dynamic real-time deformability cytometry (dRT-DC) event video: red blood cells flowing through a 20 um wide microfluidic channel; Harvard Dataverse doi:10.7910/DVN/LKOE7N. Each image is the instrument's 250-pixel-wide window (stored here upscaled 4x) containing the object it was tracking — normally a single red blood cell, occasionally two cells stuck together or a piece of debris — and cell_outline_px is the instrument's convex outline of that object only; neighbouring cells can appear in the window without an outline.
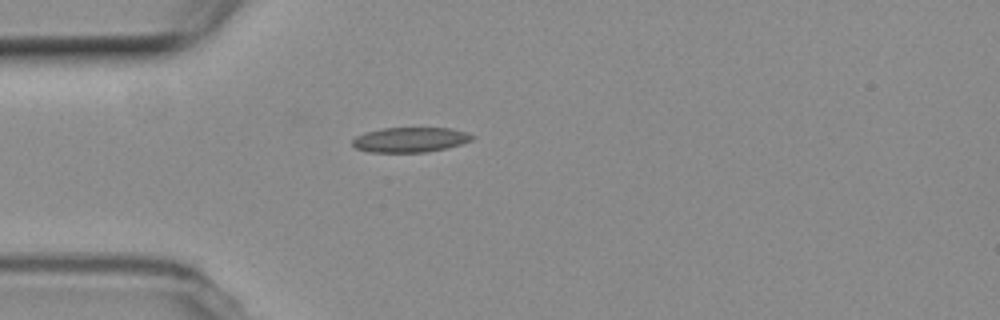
{"species": "common noctule bat (a hibernating species)", "species_latin": "Nyctalus noctula", "temperature_condition": "room temperature", "stored_images_in_passage": 1, "camera_frame_rate_fps": 3000, "um_per_image_px": 0.085, "animal": {"sex": "female", "body_mass_g": 19.3, "forearm_length_mm": 54.1}, "frame": {"image": 1, "passage_image": 1, "time_ms": 0.0, "image_size_px": [1000, 320], "cell_outline_px": [[476, 136], [472, 140], [460, 144], [444, 148], [424, 152], [368, 152], [356, 148], [352, 144], [352, 140], [356, 136], [364, 132], [384, 128], [448, 128], [464, 132]], "centroid_in_image_um": [34.82, 11.87], "position_along_channel_um": 50.2, "area_um2": 17.22}}